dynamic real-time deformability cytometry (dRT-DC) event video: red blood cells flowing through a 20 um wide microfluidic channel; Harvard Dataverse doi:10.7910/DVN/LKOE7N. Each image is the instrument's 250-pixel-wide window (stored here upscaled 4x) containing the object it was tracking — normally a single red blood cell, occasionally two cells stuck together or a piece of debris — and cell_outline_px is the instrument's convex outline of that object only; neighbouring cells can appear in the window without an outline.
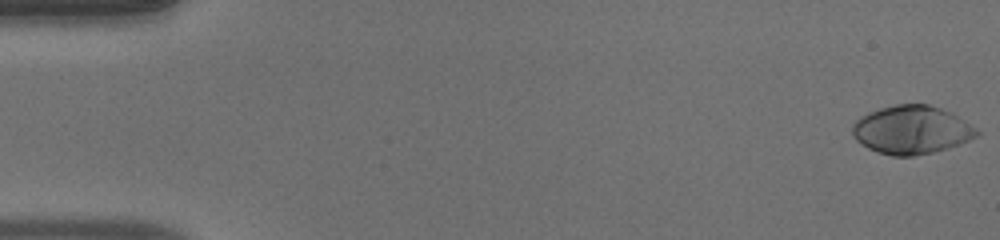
{"species": "human", "species_latin": "Homo sapiens", "temperature_condition": "warm", "stored_images_in_passage": 52, "camera_frame_rate_fps": 3000, "um_per_image_px": 0.085, "donor": {"sex": "male"}, "frame": {"image": 1, "passage_image": 1, "time_ms": 0.0, "image_size_px": [1000, 240], "cell_outline_px": [[980, 132], [976, 136], [968, 140], [948, 148], [932, 152], [912, 156], [892, 156], [876, 152], [868, 148], [856, 140], [852, 136], [852, 124], [860, 116], [868, 112], [880, 108], [896, 104], [928, 104], [952, 112], [976, 128]], "centroid_in_image_um": [77.45, 11.03], "position_along_channel_um": 7.6, "area_um2": 35.08}}
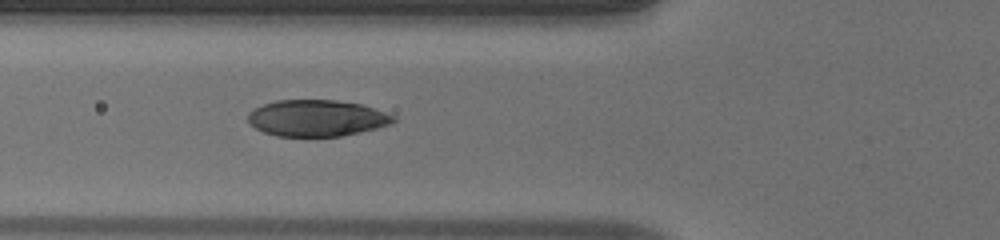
{"frame": {"image": 2, "passage_image": 20, "time_ms": 6.333, "image_size_px": [1000, 240], "cell_outline_px": [[396, 120], [392, 124], [360, 132], [340, 136], [276, 136], [264, 132], [256, 128], [248, 120], [248, 112], [264, 104], [276, 100], [336, 100], [360, 104], [396, 116]], "centroid_in_image_um": [26.94, 10.04], "position_along_channel_um": 98.9, "area_um2": 30.69}}
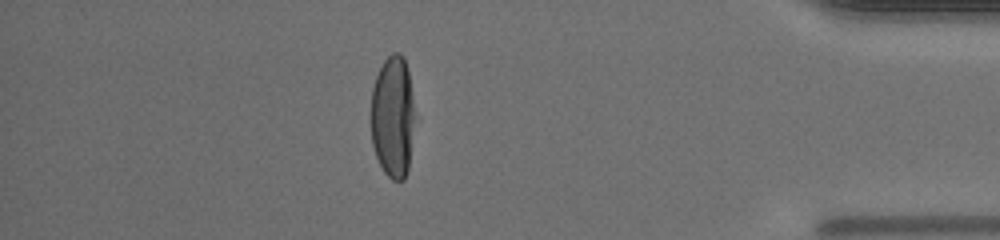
{"frame": {"image": 3, "passage_image": 46, "time_ms": 15.0, "image_size_px": [1000, 240], "cell_outline_px": [[416, 116], [408, 168], [404, 180], [392, 180], [384, 172], [376, 156], [372, 144], [372, 88], [376, 76], [384, 60], [392, 52], [400, 52], [404, 56], [408, 72]], "centroid_in_image_um": [33.41, 9.92], "position_along_channel_um": 401.8, "area_um2": 31.44}, "authors_computed_cell_mechanics": {"area_um2": 33.2061, "velocity_mm_per_s": 3.9485, "shape_relaxation_time_tau1_ms": 4.1254, "shape_relaxation_time_tau2_ms": null, "deformation_change_tau1": 0.2406, "deformation_change_tau2": null}}